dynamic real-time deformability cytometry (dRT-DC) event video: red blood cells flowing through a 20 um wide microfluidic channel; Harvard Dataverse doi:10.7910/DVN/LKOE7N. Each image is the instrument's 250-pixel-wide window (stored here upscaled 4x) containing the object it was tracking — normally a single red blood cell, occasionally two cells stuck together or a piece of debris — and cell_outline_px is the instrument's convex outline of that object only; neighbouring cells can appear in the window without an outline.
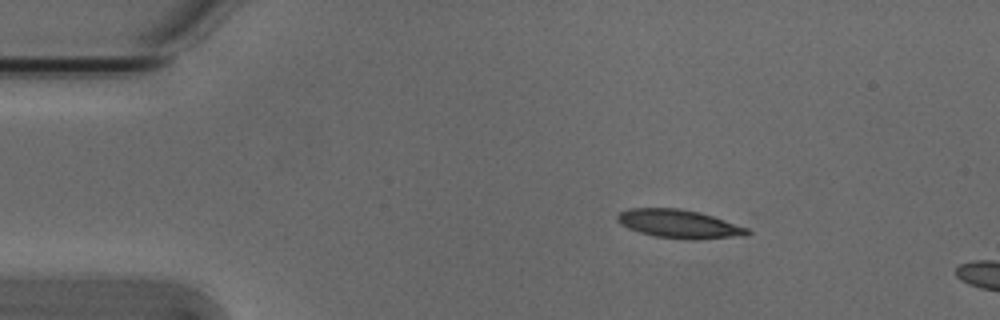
{"species": "Egyptian fruit bat (a non-hibernating species)", "species_latin": "Rousettus aegyptiacus", "temperature_condition": "cold", "stored_images_in_passage": 3, "camera_frame_rate_fps": 3000, "um_per_image_px": 0.085, "animal": {"sex": "male"}, "frame": {"image": 1, "passage_image": 1, "time_ms": 0.0, "image_size_px": [1000, 320], "cell_outline_px": [[752, 232], [748, 236], [696, 240], [684, 240], [656, 236], [640, 232], [628, 228], [620, 224], [616, 220], [616, 216], [620, 212], [628, 208], [676, 208], [700, 212], [748, 228]], "centroid_in_image_um": [57.74, 19.05], "position_along_channel_um": 27.3, "area_um2": 21.79}}